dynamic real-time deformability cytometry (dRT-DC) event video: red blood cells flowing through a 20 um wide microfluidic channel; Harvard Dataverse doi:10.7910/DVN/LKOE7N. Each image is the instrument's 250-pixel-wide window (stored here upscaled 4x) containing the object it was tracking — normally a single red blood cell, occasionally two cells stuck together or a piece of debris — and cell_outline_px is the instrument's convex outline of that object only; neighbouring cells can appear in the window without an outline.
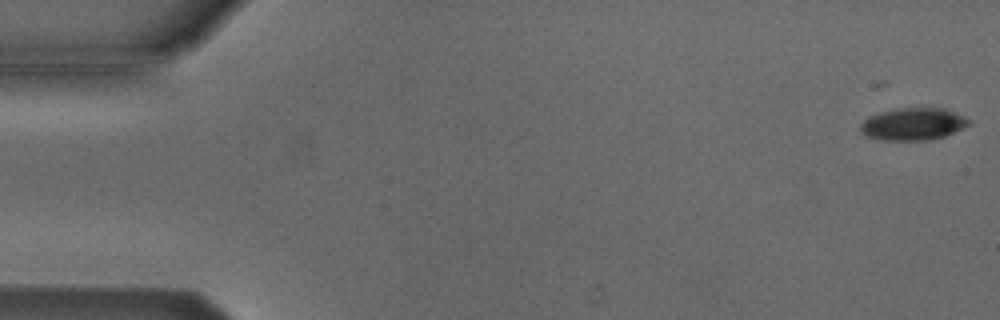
{"species": "Egyptian fruit bat (a non-hibernating species)", "species_latin": "Rousettus aegyptiacus", "temperature_condition": "cold", "stored_images_in_passage": 54, "camera_frame_rate_fps": 3000, "um_per_image_px": 0.085, "animal": {"sex": "male"}, "frame": {"image": 1, "passage_image": 1, "time_ms": 0.0, "image_size_px": [1000, 320], "cell_outline_px": [[968, 124], [944, 136], [928, 140], [884, 140], [868, 136], [860, 132], [860, 124], [868, 116], [880, 112], [900, 108], [944, 108], [968, 120]], "centroid_in_image_um": [77.52, 10.54], "position_along_channel_um": 7.5, "area_um2": 19.88}}
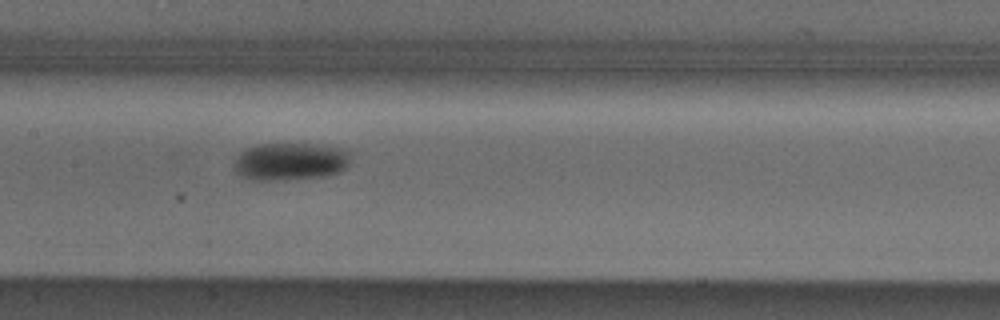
{"frame": {"image": 2, "passage_image": 26, "time_ms": 8.333, "image_size_px": [1000, 320], "cell_outline_px": [[352, 152], [348, 164], [340, 172], [324, 176], [284, 180], [252, 180], [240, 176], [232, 168], [236, 156], [244, 148], [256, 144], [324, 144], [344, 148]], "centroid_in_image_um": [24.66, 13.71], "position_along_channel_um": 182.7, "area_um2": 26.18}}
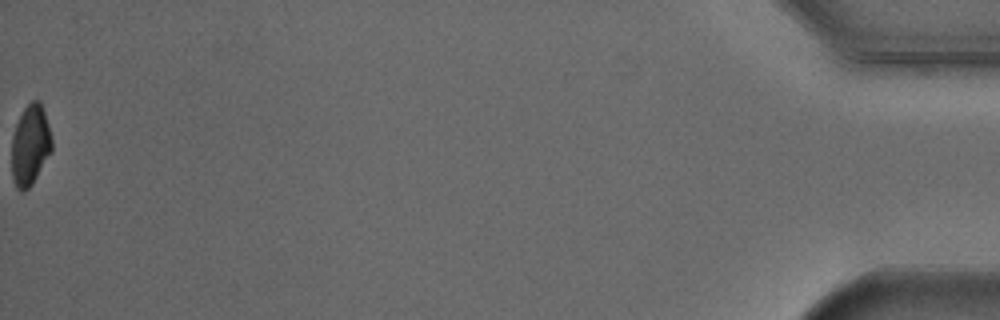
{"frame": {"image": 3, "passage_image": 54, "time_ms": 17.667, "image_size_px": [1000, 320], "cell_outline_px": [[52, 152], [32, 184], [24, 192], [20, 192], [16, 188], [12, 180], [12, 136], [16, 124], [24, 108], [32, 100], [40, 100], [48, 124], [52, 140]], "centroid_in_image_um": [2.57, 12.37], "position_along_channel_um": 432.6, "area_um2": 18.96}, "authors_computed_cell_mechanics": {"area_um2": 22.5709, "velocity_mm_per_s": 3.8235, "shape_relaxation_time_tau1_ms": 3.6969, "shape_relaxation_time_tau2_ms": null, "deformation_change_tau1": 0.0967, "deformation_change_tau2": null}}